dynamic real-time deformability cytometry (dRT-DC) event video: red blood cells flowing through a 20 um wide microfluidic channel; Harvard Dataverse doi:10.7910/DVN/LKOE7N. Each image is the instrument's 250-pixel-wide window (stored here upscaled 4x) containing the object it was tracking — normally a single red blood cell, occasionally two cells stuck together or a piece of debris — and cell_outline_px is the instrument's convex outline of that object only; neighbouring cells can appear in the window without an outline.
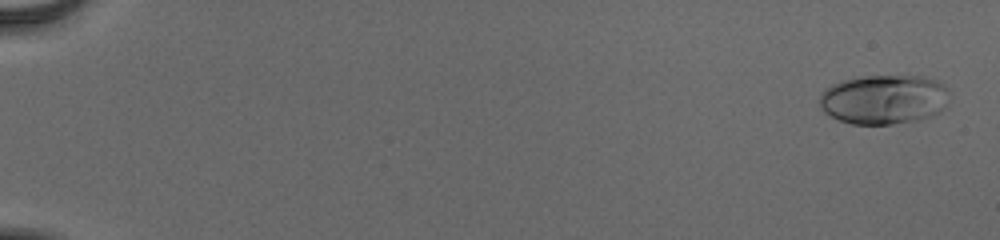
{"species": "human", "species_latin": "Homo sapiens", "temperature_condition": "cold", "stored_images_in_passage": 55, "camera_frame_rate_fps": 3000, "um_per_image_px": 0.085, "donor": {"sex": "male"}, "frame": {"image": 1, "passage_image": 2, "time_ms": 0.333, "image_size_px": [1000, 240], "cell_outline_px": [[948, 92], [944, 108], [940, 112], [932, 116], [916, 120], [892, 124], [852, 124], [840, 120], [824, 112], [820, 108], [820, 92], [824, 88], [832, 84], [844, 80], [864, 76], [924, 76], [936, 80], [944, 84]], "centroid_in_image_um": [75.12, 8.44], "position_along_channel_um": 9.9, "area_um2": 37.51}}
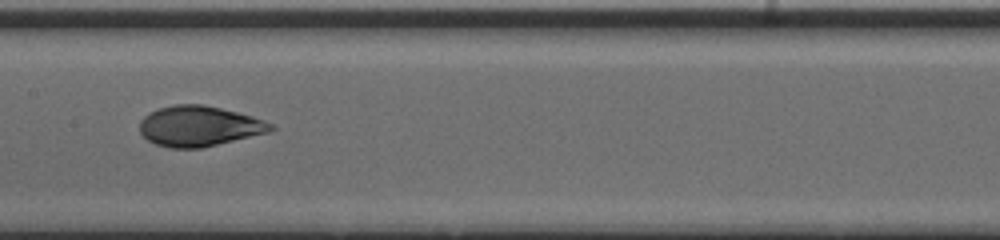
{"frame": {"image": 2, "passage_image": 31, "time_ms": 10.0, "image_size_px": [1000, 240], "cell_outline_px": [[276, 128], [268, 132], [200, 148], [168, 148], [156, 144], [148, 140], [140, 132], [140, 120], [144, 116], [160, 108], [172, 104], [204, 104], [252, 116], [264, 120], [272, 124]], "centroid_in_image_um": [16.91, 10.72], "position_along_channel_um": 190.5, "area_um2": 30.58}}
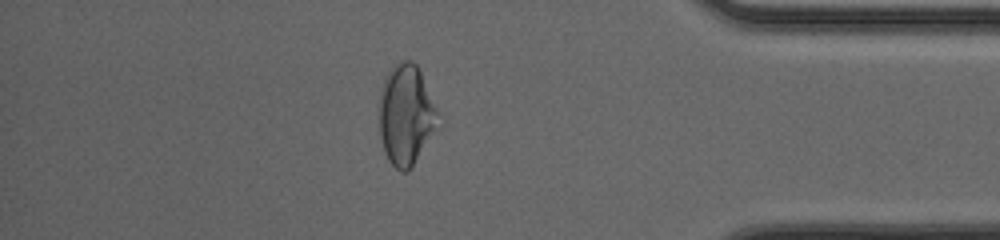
{"frame": {"image": 3, "passage_image": 49, "time_ms": 16.0, "image_size_px": [1000, 240], "cell_outline_px": [[440, 128], [408, 172], [400, 172], [388, 160], [384, 152], [380, 136], [380, 88], [388, 72], [396, 64], [404, 60], [412, 60], [416, 64], [440, 112]], "centroid_in_image_um": [34.56, 9.81], "position_along_channel_um": 400.6, "area_um2": 35.03}, "authors_computed_cell_mechanics": {"area_um2": 32.5992, "velocity_mm_per_s": 3.8879, "shape_relaxation_time_tau1_ms": 4.4843, "shape_relaxation_time_tau2_ms": 0.9859, "deformation_change_tau1": 0.178, "deformation_change_tau2": 0.0579}}